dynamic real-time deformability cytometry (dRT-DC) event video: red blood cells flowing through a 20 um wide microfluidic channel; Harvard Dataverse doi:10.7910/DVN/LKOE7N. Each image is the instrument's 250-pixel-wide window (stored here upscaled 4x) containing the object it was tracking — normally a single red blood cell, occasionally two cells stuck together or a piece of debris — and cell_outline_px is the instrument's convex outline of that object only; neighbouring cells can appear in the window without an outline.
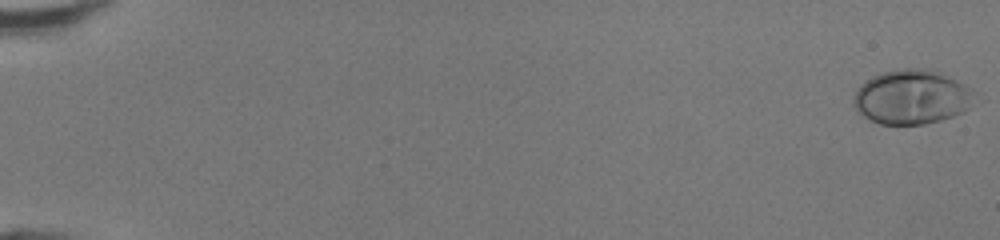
{"species": "human", "species_latin": "Homo sapiens", "temperature_condition": "room temperature", "stored_images_in_passage": 49, "camera_frame_rate_fps": 3000, "um_per_image_px": 0.085, "donor": {"sex": "female"}, "frame": {"image": 1, "passage_image": 1, "time_ms": 0.0, "image_size_px": [1000, 240], "cell_outline_px": [[968, 108], [964, 112], [940, 120], [924, 124], [880, 124], [868, 120], [852, 104], [852, 100], [860, 84], [872, 76], [880, 72], [900, 68], [928, 68], [940, 72], [964, 84], [968, 88]], "centroid_in_image_um": [77.39, 8.23], "position_along_channel_um": 7.6, "area_um2": 37.86}}
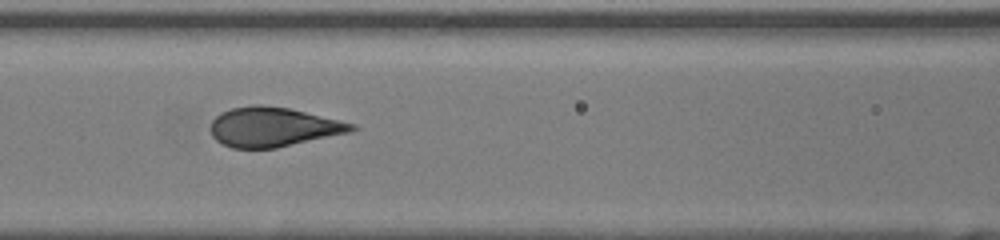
{"frame": {"image": 2, "passage_image": 24, "time_ms": 7.667, "image_size_px": [1000, 240], "cell_outline_px": [[356, 128], [352, 132], [276, 148], [232, 148], [216, 140], [212, 136], [212, 120], [220, 112], [232, 108], [252, 104], [260, 104], [288, 108], [356, 124]], "centroid_in_image_um": [23.22, 10.79], "position_along_channel_um": 143.4, "area_um2": 32.31}}
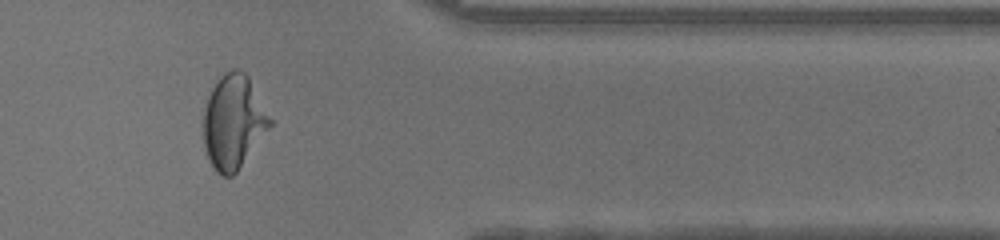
{"frame": {"image": 3, "passage_image": 42, "time_ms": 13.667, "image_size_px": [1000, 240], "cell_outline_px": [[272, 124], [236, 172], [232, 176], [220, 176], [216, 172], [208, 160], [204, 148], [204, 108], [208, 96], [216, 80], [224, 72], [232, 68], [236, 68], [244, 72], [248, 76], [272, 120]], "centroid_in_image_um": [19.82, 10.35], "position_along_channel_um": 391.6, "area_um2": 36.24}, "authors_computed_cell_mechanics": {"area_um2": 34.5066, "velocity_mm_per_s": 4.3426, "shape_relaxation_time_tau1_ms": 3.2559, "shape_relaxation_time_tau2_ms": null, "deformation_change_tau1": 0.2042, "deformation_change_tau2": null}}